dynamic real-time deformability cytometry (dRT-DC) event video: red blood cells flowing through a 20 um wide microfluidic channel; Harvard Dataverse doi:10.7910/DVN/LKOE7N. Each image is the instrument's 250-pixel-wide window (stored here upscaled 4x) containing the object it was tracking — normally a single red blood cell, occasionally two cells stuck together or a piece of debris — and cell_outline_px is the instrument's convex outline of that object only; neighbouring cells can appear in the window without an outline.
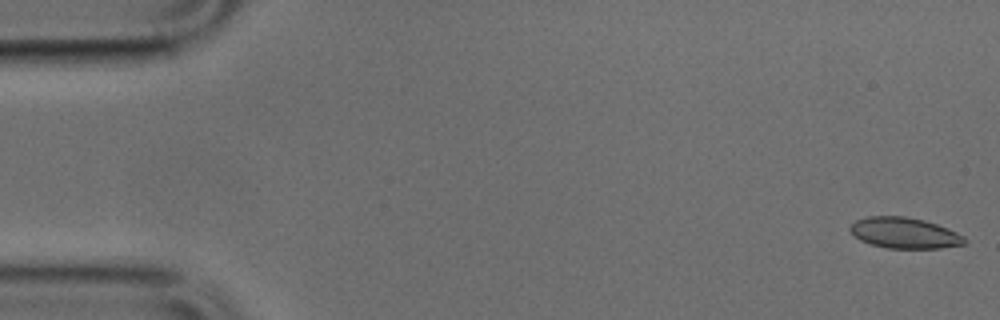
{"species": "common noctule bat (a hibernating species)", "species_latin": "Nyctalus noctula", "temperature_condition": "cold", "stored_images_in_passage": 6, "camera_frame_rate_fps": 3000, "um_per_image_px": 0.085, "animal": {"sex": "male", "body_mass_g": 17.9, "forearm_length_mm": 54.2}, "frame": {"image": 1, "passage_image": 1, "time_ms": 0.0, "image_size_px": [1000, 320], "cell_outline_px": [[968, 240], [964, 244], [940, 248], [884, 248], [860, 240], [848, 228], [856, 220], [868, 216], [904, 216], [924, 220], [948, 228], [964, 236]], "centroid_in_image_um": [76.89, 19.8], "position_along_channel_um": 8.1, "area_um2": 20.52}}